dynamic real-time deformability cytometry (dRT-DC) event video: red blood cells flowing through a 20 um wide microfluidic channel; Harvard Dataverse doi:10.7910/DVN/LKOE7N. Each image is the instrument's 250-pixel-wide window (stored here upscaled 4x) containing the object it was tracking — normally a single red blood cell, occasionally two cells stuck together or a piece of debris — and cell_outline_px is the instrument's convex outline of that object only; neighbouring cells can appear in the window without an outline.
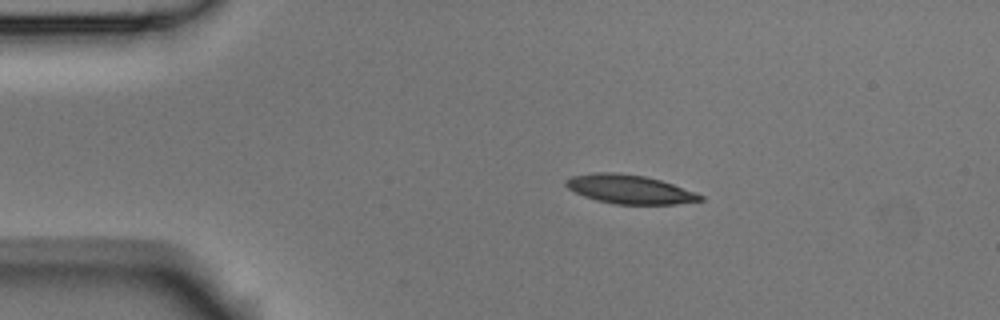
{"species": "Egyptian fruit bat (a non-hibernating species)", "species_latin": "Rousettus aegyptiacus", "temperature_condition": "room temperature", "stored_images_in_passage": 5, "camera_frame_rate_fps": 3000, "um_per_image_px": 0.085, "animal": {"sex": "male"}, "frame": {"image": 1, "passage_image": 2, "time_ms": 0.333, "image_size_px": [1000, 320], "cell_outline_px": [[704, 200], [676, 204], [616, 204], [596, 200], [584, 196], [568, 188], [564, 184], [564, 180], [572, 176], [596, 172], [616, 172], [644, 176], [660, 180], [696, 192], [704, 196]], "centroid_in_image_um": [53.51, 16.09], "position_along_channel_um": 31.5, "area_um2": 22.54}}
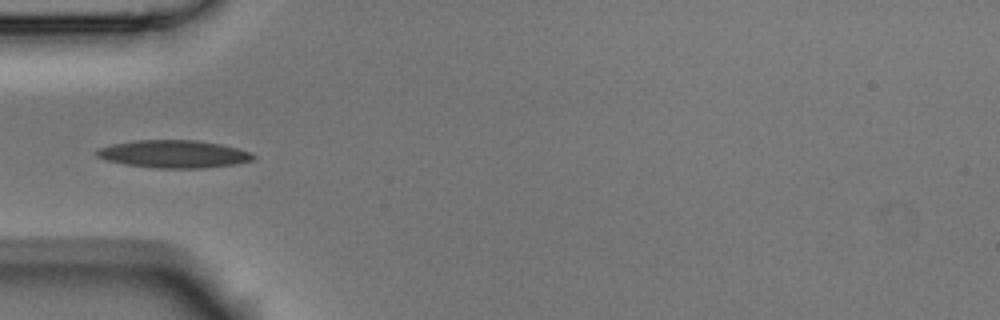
{"frame": {"image": 2, "passage_image": 4, "time_ms": 1.0, "image_size_px": [1000, 320], "cell_outline_px": [[256, 156], [252, 160], [236, 164], [204, 168], [152, 168], [124, 164], [104, 160], [96, 156], [92, 152], [96, 148], [112, 144], [136, 140], [196, 140], [220, 144], [252, 152]], "centroid_in_image_um": [14.71, 13.09], "position_along_channel_um": 70.3, "area_um2": 25.55}}
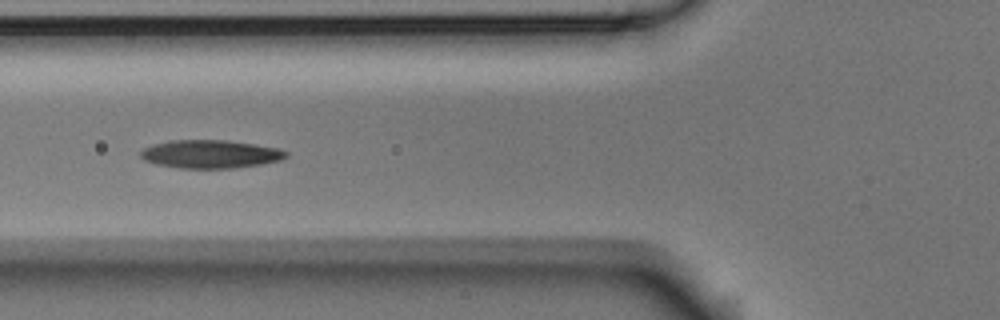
{"frame": {"image": 3, "passage_image": 5, "time_ms": 1.333, "image_size_px": [1000, 320], "cell_outline_px": [[288, 156], [280, 160], [260, 164], [232, 168], [180, 168], [156, 164], [144, 160], [140, 156], [140, 152], [144, 148], [168, 140], [228, 140], [256, 144], [280, 148], [288, 152]], "centroid_in_image_um": [17.9, 13.09], "position_along_channel_um": 107.9, "area_um2": 23.93}}